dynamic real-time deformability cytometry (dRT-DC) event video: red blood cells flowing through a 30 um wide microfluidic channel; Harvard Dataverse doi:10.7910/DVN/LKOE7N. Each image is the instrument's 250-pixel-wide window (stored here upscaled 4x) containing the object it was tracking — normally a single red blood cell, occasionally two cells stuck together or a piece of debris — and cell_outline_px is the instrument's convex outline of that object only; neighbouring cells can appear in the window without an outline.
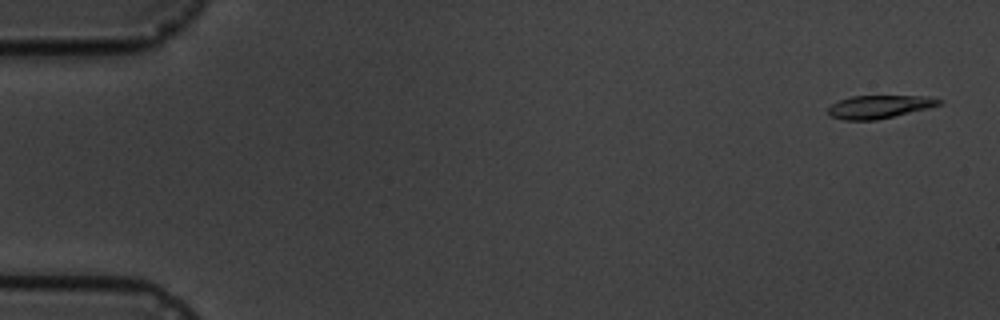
{"species": "common noctule bat (a hibernating species)", "species_latin": "Nyctalus noctula", "temperature_condition": "cold", "stored_images_in_passage": 6, "camera_frame_rate_fps": 3000, "um_per_image_px": 0.085, "animal": {"sex": "male", "body_mass_g": 19.5, "forearm_length_mm": 54.6}, "frame": {"image": 1, "passage_image": 1, "time_ms": 0.0, "image_size_px": [1000, 320], "cell_outline_px": [[944, 104], [928, 108], [876, 120], [844, 120], [832, 116], [828, 112], [828, 108], [832, 104], [840, 100], [852, 96], [924, 96], [944, 100]], "centroid_in_image_um": [74.78, 9.07], "position_along_channel_um": 10.2, "area_um2": 14.8}}
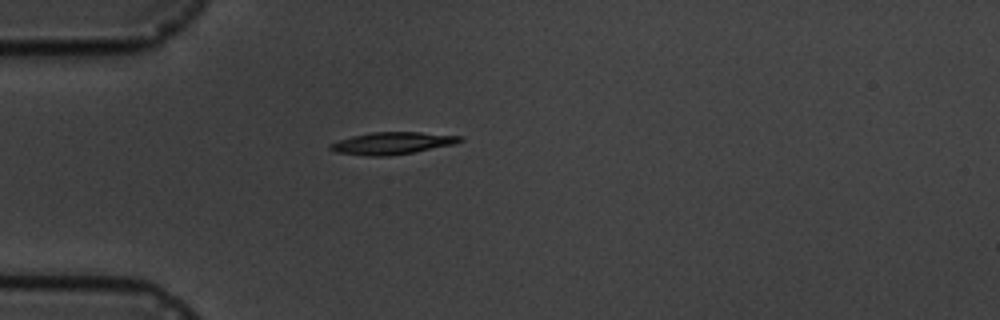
{"frame": {"image": 2, "passage_image": 5, "time_ms": 4.667, "image_size_px": [1000, 320], "cell_outline_px": [[464, 140], [456, 144], [412, 152], [388, 156], [368, 156], [336, 152], [328, 148], [332, 144], [340, 140], [352, 136], [372, 132], [420, 132], [464, 136]], "centroid_in_image_um": [33.4, 12.16], "position_along_channel_um": 51.6, "area_um2": 16.65}}